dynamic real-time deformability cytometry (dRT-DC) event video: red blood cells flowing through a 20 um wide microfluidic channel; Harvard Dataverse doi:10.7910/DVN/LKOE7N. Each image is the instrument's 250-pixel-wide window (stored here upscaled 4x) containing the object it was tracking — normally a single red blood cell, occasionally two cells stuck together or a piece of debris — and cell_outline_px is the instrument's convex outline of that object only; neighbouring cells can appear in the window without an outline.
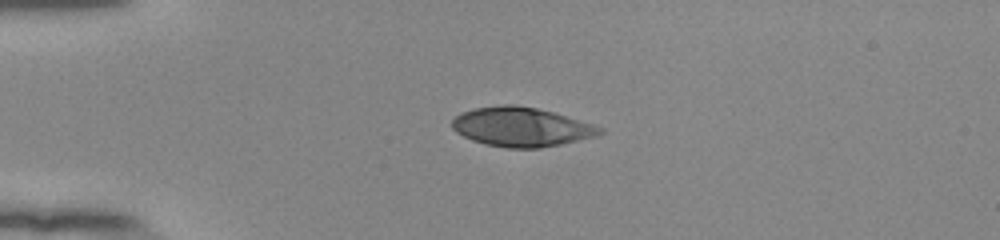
{"species": "human", "species_latin": "Homo sapiens", "temperature_condition": "room temperature", "stored_images_in_passage": 41, "camera_frame_rate_fps": 3000, "um_per_image_px": 0.085, "donor": {"sex": "female"}, "frame": {"image": 1, "passage_image": 1, "time_ms": 0.0, "image_size_px": [1000, 240], "cell_outline_px": [[604, 132], [596, 136], [560, 144], [540, 148], [508, 148], [488, 144], [472, 140], [456, 132], [452, 128], [452, 120], [460, 112], [476, 108], [504, 104], [516, 104], [536, 108], [552, 112], [592, 124], [604, 128]], "centroid_in_image_um": [44.3, 10.78], "position_along_channel_um": 40.7, "area_um2": 33.52}}
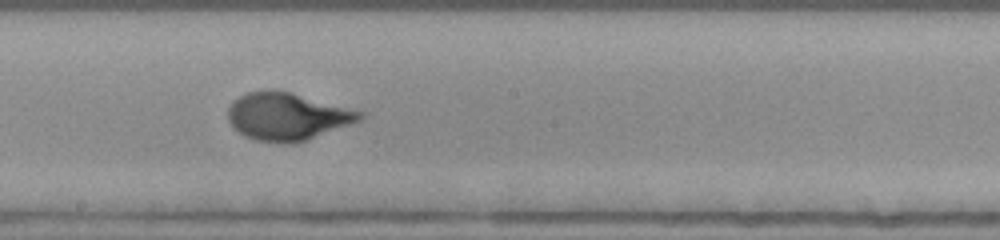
{"frame": {"image": 2, "passage_image": 18, "time_ms": 5.667, "image_size_px": [1000, 240], "cell_outline_px": [[364, 116], [360, 120], [304, 140], [292, 144], [288, 144], [256, 140], [244, 136], [232, 128], [228, 120], [228, 108], [232, 100], [248, 92], [288, 92], [364, 112]], "centroid_in_image_um": [24.35, 9.92], "position_along_channel_um": 223.8, "area_um2": 35.6}}
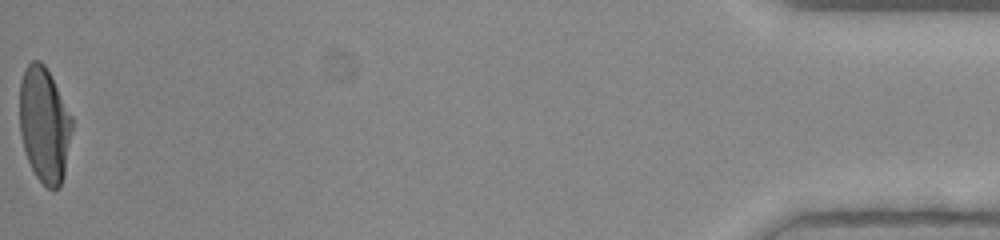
{"frame": {"image": 3, "passage_image": 41, "time_ms": 13.333, "image_size_px": [1000, 240], "cell_outline_px": [[72, 128], [64, 176], [60, 188], [48, 188], [36, 176], [28, 160], [24, 148], [20, 132], [20, 80], [24, 68], [32, 60], [40, 60], [44, 64], [72, 116]], "centroid_in_image_um": [3.76, 10.59], "position_along_channel_um": 431.4, "area_um2": 35.03}, "authors_computed_cell_mechanics": {"area_um2": 35.1424, "velocity_mm_per_s": 3.8943, "shape_relaxation_time_tau1_ms": 4.7185, "shape_relaxation_time_tau2_ms": null, "deformation_change_tau1": 0.2527, "deformation_change_tau2": null}}